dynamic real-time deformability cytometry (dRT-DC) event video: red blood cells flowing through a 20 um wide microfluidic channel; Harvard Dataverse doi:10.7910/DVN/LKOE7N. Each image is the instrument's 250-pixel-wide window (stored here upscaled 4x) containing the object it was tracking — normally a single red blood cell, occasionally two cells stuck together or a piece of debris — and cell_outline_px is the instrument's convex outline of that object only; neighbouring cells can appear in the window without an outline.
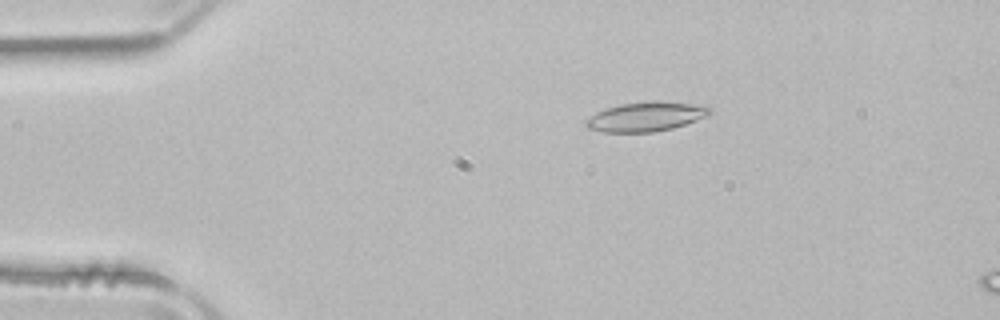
{"species": "common noctule bat (a hibernating species)", "species_latin": "Nyctalus noctula", "temperature_condition": "room temperature", "stored_images_in_passage": 16, "camera_frame_rate_fps": 3000, "um_per_image_px": 0.085, "animal": {"sex": "male", "body_mass_g": 21.5, "forearm_length_mm": 52.0}, "frame": {"image": 1, "passage_image": 10, "time_ms": 3.0, "image_size_px": [1000, 320], "cell_outline_px": [[712, 112], [708, 116], [672, 128], [652, 132], [604, 132], [588, 128], [584, 124], [584, 120], [596, 112], [604, 108], [620, 104], [656, 100], [696, 104], [712, 108]], "centroid_in_image_um": [54.88, 9.9], "position_along_channel_um": 30.1, "area_um2": 21.33}}